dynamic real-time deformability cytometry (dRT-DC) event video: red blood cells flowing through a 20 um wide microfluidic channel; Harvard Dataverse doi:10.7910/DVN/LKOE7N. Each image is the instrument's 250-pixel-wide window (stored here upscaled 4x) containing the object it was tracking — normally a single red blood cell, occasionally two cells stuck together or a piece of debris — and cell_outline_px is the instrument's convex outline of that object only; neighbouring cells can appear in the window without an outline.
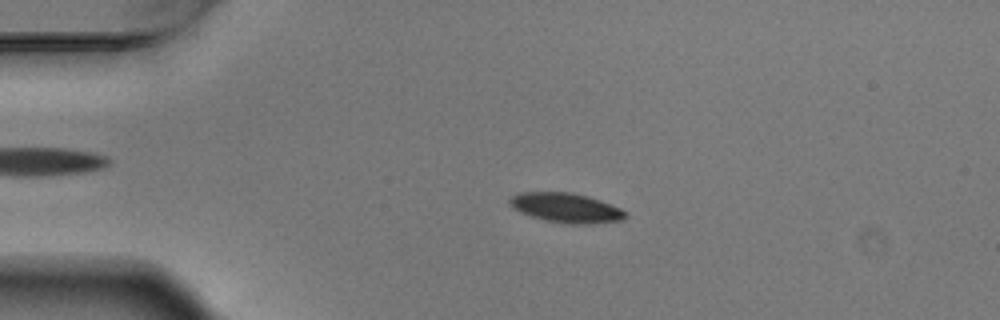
{"species": "Egyptian fruit bat (a non-hibernating species)", "species_latin": "Rousettus aegyptiacus", "temperature_condition": "warm", "stored_images_in_passage": 3, "camera_frame_rate_fps": 3000, "um_per_image_px": 0.085, "animal": {"sex": "male"}, "frame": {"image": 1, "passage_image": 2, "time_ms": 0.333, "image_size_px": [1000, 320], "cell_outline_px": [[628, 216], [624, 220], [592, 224], [564, 224], [544, 220], [520, 212], [512, 208], [508, 200], [512, 196], [520, 192], [572, 192], [588, 196], [600, 200], [620, 208]], "centroid_in_image_um": [48.12, 17.67], "position_along_channel_um": 36.9, "area_um2": 20.11}}